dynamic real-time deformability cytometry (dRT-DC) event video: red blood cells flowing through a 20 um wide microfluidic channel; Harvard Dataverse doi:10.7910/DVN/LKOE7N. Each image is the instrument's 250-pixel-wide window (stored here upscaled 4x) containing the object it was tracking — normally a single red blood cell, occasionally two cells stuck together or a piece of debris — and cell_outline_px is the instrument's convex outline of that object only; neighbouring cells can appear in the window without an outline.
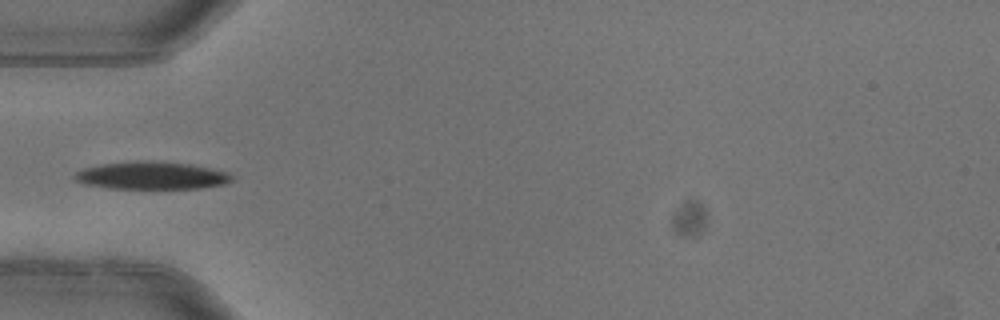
{"species": "common noctule bat (a hibernating species)", "species_latin": "Nyctalus noctula", "temperature_condition": "warm", "stored_images_in_passage": 5, "camera_frame_rate_fps": 3000, "um_per_image_px": 0.085, "animal": {"sex": "female"}, "frame": {"image": 1, "passage_image": 5, "time_ms": 1.333, "image_size_px": [1000, 320], "cell_outline_px": [[232, 180], [224, 184], [200, 188], [108, 188], [84, 184], [76, 180], [72, 176], [76, 172], [84, 168], [104, 164], [136, 160], [188, 164], [212, 168], [224, 172], [232, 176]], "centroid_in_image_um": [12.84, 14.92], "position_along_channel_um": 72.2, "area_um2": 24.91}}